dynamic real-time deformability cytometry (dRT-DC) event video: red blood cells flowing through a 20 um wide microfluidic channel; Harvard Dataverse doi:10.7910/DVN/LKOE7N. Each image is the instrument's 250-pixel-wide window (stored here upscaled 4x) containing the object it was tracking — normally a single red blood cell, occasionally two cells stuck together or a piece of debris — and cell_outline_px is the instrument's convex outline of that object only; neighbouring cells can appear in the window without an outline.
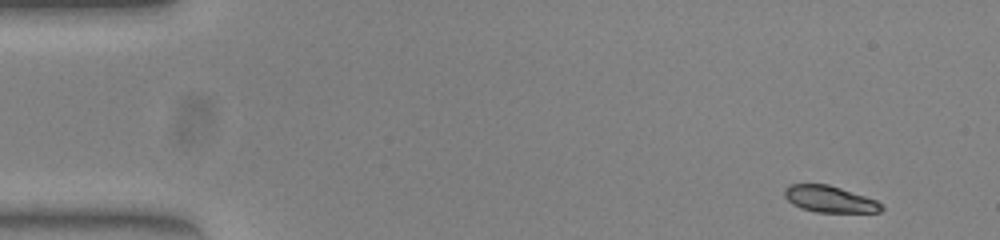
{"species": "common noctule bat (a hibernating species)", "species_latin": "Nyctalus noctula", "temperature_condition": "warm", "stored_images_in_passage": 50, "camera_frame_rate_fps": 3000, "um_per_image_px": 0.085, "animal": {"sex": "female", "body_mass_g": 23.0, "forearm_length_mm": 53.4}, "frame": {"image": 1, "passage_image": 1, "time_ms": 0.0, "image_size_px": [1000, 240], "cell_outline_px": [[884, 208], [880, 212], [816, 212], [800, 208], [792, 204], [784, 196], [784, 188], [792, 184], [828, 184], [876, 200]], "centroid_in_image_um": [70.48, 16.93], "position_along_channel_um": 14.5, "area_um2": 14.85}}
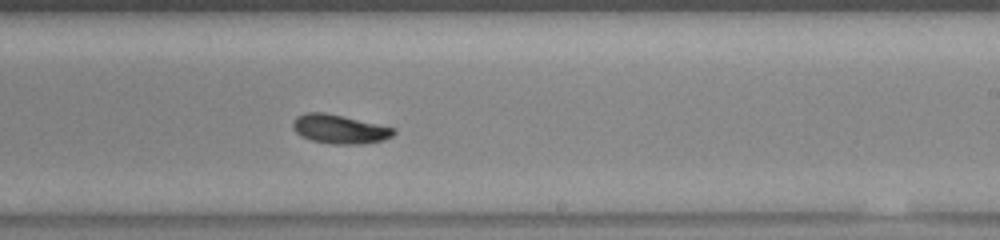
{"frame": {"image": 2, "passage_image": 29, "time_ms": 9.333, "image_size_px": [1000, 240], "cell_outline_px": [[396, 132], [392, 136], [384, 140], [360, 144], [332, 144], [312, 140], [300, 136], [292, 128], [292, 120], [296, 116], [304, 112], [324, 112], [396, 128]], "centroid_in_image_um": [28.83, 10.97], "position_along_channel_um": 260.2, "area_um2": 17.11}}
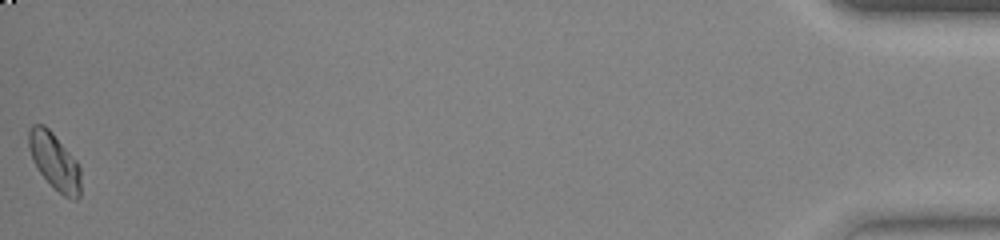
{"frame": {"image": 3, "passage_image": 50, "time_ms": 16.333, "image_size_px": [1000, 240], "cell_outline_px": [[80, 196], [76, 200], [64, 196], [40, 172], [32, 160], [28, 148], [28, 128], [32, 124], [44, 124], [52, 132], [76, 160], [80, 168]], "centroid_in_image_um": [4.61, 13.67], "position_along_channel_um": 430.6, "area_um2": 16.99}, "authors_computed_cell_mechanics": {"area_um2": 16.6175, "velocity_mm_per_s": 3.8694, "shape_relaxation_time_tau1_ms": 5.7661, "shape_relaxation_time_tau2_ms": null, "deformation_change_tau1": 0.1841, "deformation_change_tau2": null}}